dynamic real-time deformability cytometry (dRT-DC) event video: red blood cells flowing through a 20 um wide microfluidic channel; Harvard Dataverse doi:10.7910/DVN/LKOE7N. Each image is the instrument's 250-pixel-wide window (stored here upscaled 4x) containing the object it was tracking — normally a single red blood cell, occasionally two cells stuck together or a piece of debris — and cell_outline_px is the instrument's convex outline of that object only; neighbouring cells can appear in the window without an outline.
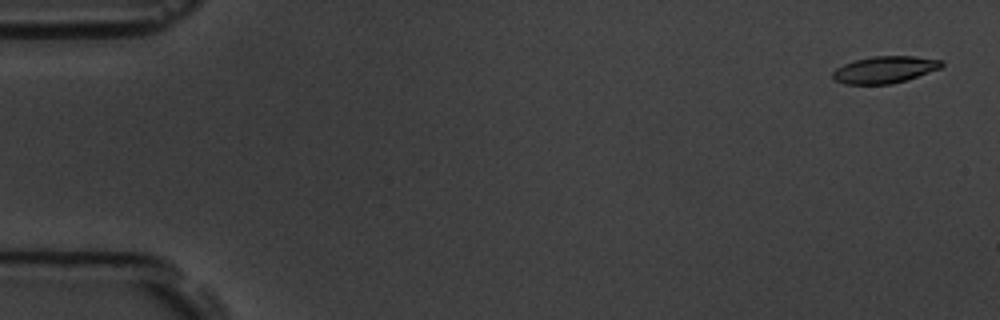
{"species": "common noctule bat (a hibernating species)", "species_latin": "Nyctalus noctula", "temperature_condition": "room temperature", "stored_images_in_passage": 3, "segment_of_instrument_passage": [2, 2], "camera_frame_rate_fps": 3000, "um_per_image_px": 0.085, "animal": {"sex": "male", "body_mass_g": 19.5, "forearm_length_mm": 54.6}, "frame": {"image": 1, "passage_image": 3, "time_ms": 2.333, "image_size_px": [1000, 320], "cell_outline_px": [[944, 64], [940, 68], [892, 84], [844, 84], [832, 80], [832, 72], [836, 68], [844, 64], [856, 60], [872, 56], [912, 56], [944, 60]], "centroid_in_image_um": [75.16, 5.92], "position_along_channel_um": 9.8, "area_um2": 16.99}}